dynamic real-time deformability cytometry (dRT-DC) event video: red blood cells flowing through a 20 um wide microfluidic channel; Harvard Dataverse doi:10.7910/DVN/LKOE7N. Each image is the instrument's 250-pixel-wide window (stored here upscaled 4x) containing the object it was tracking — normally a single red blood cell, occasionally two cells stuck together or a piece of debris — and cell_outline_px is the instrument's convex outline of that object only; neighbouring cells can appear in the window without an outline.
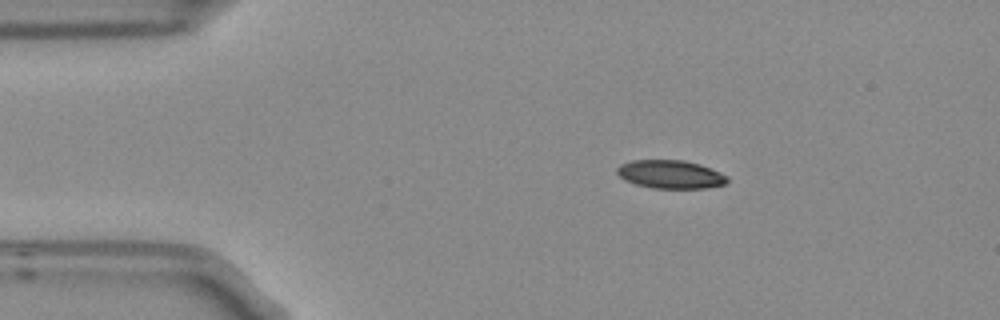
{"species": "Egyptian fruit bat (a non-hibernating species)", "species_latin": "Rousettus aegyptiacus", "temperature_condition": "room temperature", "stored_images_in_passage": 4, "segment_of_instrument_passage": [1, 2], "camera_frame_rate_fps": 3000, "um_per_image_px": 0.085, "frame": {"image": 1, "passage_image": 1, "time_ms": 0.0, "image_size_px": [1000, 320], "cell_outline_px": [[728, 180], [724, 184], [704, 188], [652, 188], [636, 184], [620, 176], [616, 172], [616, 168], [620, 164], [632, 160], [684, 160], [700, 164], [712, 168], [728, 176]], "centroid_in_image_um": [57.0, 14.81], "position_along_channel_um": 28.0, "area_um2": 18.15}}